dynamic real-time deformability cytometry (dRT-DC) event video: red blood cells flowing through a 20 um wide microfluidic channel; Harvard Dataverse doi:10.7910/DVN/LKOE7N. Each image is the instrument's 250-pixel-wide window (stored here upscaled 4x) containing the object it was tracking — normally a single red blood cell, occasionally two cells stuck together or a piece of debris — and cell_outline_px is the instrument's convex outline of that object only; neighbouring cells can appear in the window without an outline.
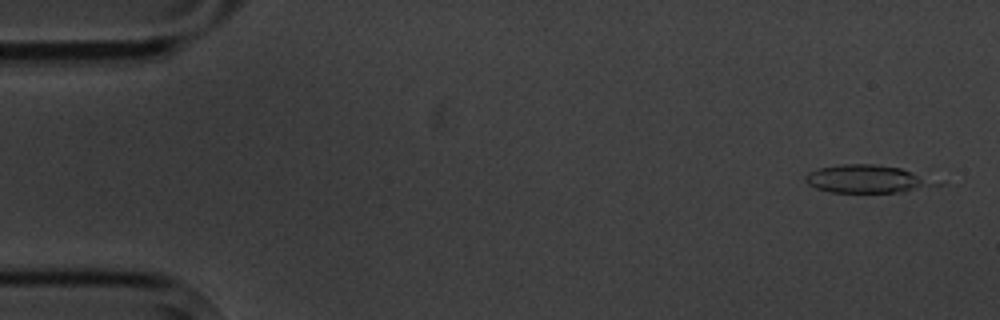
{"species": "common noctule bat (a hibernating species)", "species_latin": "Nyctalus noctula", "temperature_condition": "cold", "stored_images_in_passage": 6, "camera_frame_rate_fps": 3000, "um_per_image_px": 0.085, "animal": {"sex": "male", "body_mass_g": 20.1, "forearm_length_mm": 53.5}, "frame": {"image": 1, "passage_image": 1, "time_ms": 0.0, "image_size_px": [1000, 320], "cell_outline_px": [[944, 184], [904, 192], [832, 192], [816, 188], [808, 184], [804, 180], [804, 176], [808, 172], [816, 168], [840, 164], [872, 164], [900, 168]], "centroid_in_image_um": [73.64, 15.21], "position_along_channel_um": 11.4, "area_um2": 21.1}}